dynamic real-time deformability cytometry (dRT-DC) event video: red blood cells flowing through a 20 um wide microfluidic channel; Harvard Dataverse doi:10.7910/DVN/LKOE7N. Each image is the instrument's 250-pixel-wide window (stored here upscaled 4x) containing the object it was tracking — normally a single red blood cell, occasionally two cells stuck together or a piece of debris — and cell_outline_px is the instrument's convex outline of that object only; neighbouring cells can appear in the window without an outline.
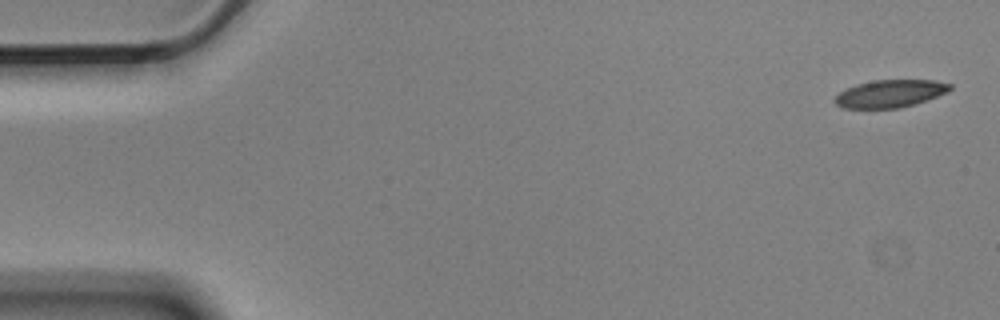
{"species": "Egyptian fruit bat (a non-hibernating species)", "species_latin": "Rousettus aegyptiacus", "temperature_condition": "cold", "stored_images_in_passage": 8, "camera_frame_rate_fps": 3000, "um_per_image_px": 0.085, "animal": {"sex": "male"}, "frame": {"image": 1, "passage_image": 1, "time_ms": 0.0, "image_size_px": [1000, 320], "cell_outline_px": [[952, 88], [948, 92], [900, 108], [840, 108], [832, 100], [840, 92], [856, 84], [872, 80], [936, 80], [952, 84]], "centroid_in_image_um": [75.64, 7.95], "position_along_channel_um": 9.4, "area_um2": 18.44}}
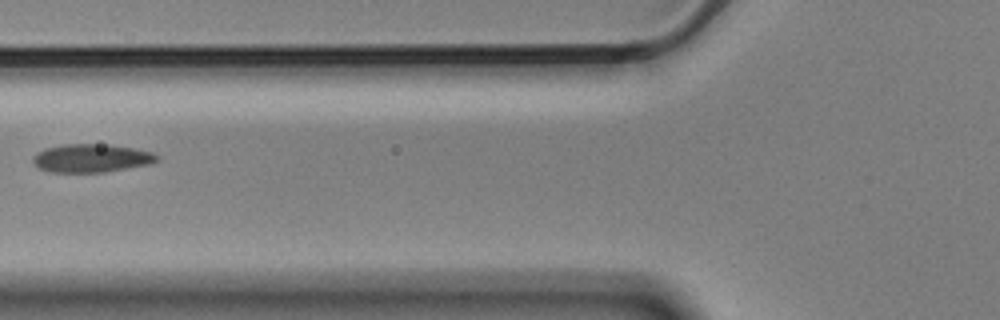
{"frame": {"image": 2, "passage_image": 6, "time_ms": 1.667, "image_size_px": [1000, 320], "cell_outline_px": [[160, 160], [152, 164], [104, 172], [52, 172], [40, 168], [32, 160], [32, 156], [36, 152], [44, 148], [64, 144], [100, 144], [132, 148], [152, 152], [160, 156]], "centroid_in_image_um": [7.79, 13.44], "position_along_channel_um": 118.0, "area_um2": 20.46}}
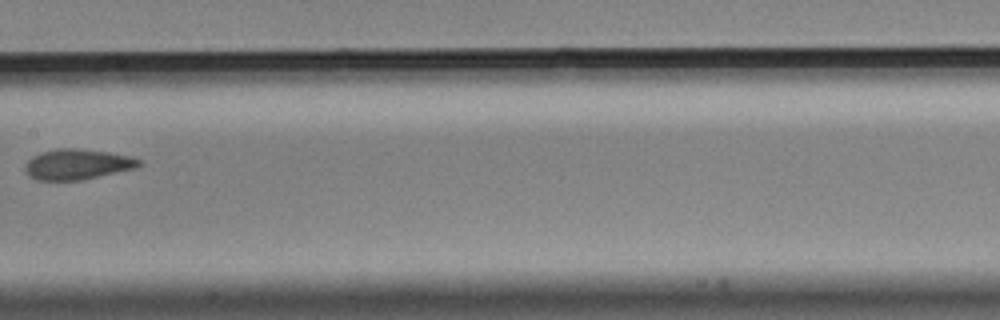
{"frame": {"image": 3, "passage_image": 8, "time_ms": 2.333, "image_size_px": [1000, 320], "cell_outline_px": [[144, 164], [136, 168], [80, 180], [36, 180], [28, 176], [24, 172], [24, 164], [32, 156], [40, 152], [60, 148], [72, 148], [108, 152], [128, 156], [140, 160]], "centroid_in_image_um": [6.52, 13.97], "position_along_channel_um": 200.9, "area_um2": 20.23}}